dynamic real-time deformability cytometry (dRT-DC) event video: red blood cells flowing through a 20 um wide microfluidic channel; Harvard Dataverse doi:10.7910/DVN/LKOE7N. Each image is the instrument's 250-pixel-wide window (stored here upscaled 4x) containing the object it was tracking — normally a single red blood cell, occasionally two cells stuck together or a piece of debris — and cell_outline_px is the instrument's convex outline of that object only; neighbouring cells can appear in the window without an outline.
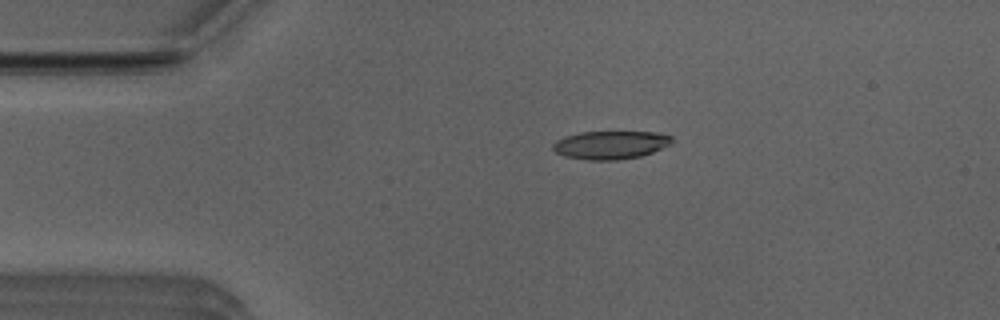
{"species": "Egyptian fruit bat (a non-hibernating species)", "species_latin": "Rousettus aegyptiacus", "temperature_condition": "room temperature", "stored_images_in_passage": 43, "camera_frame_rate_fps": 3000, "um_per_image_px": 0.085, "animal": {"sex": "male"}, "frame": {"image": 1, "passage_image": 2, "time_ms": 0.333, "image_size_px": [1000, 320], "cell_outline_px": [[672, 140], [668, 144], [652, 152], [640, 156], [616, 160], [588, 160], [564, 156], [556, 152], [552, 148], [552, 144], [556, 140], [564, 136], [580, 132], [656, 132], [672, 136]], "centroid_in_image_um": [51.84, 12.31], "position_along_channel_um": 33.2, "area_um2": 19.42}}
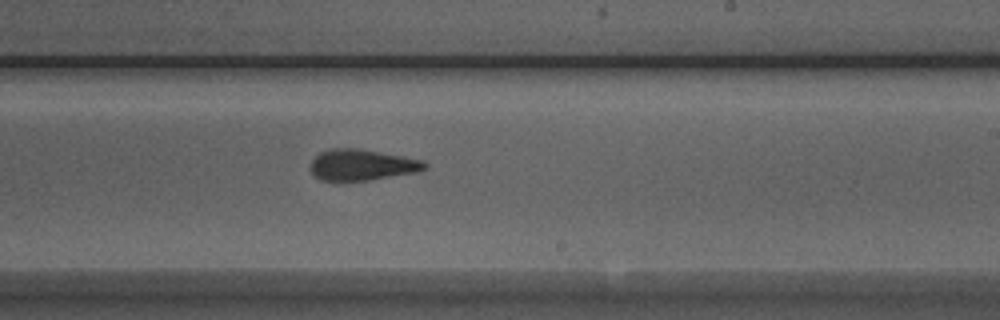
{"frame": {"image": 2, "passage_image": 22, "time_ms": 7.0, "image_size_px": [1000, 320], "cell_outline_px": [[428, 168], [420, 172], [368, 180], [320, 180], [312, 172], [312, 160], [320, 152], [328, 148], [360, 148], [424, 160], [428, 164]], "centroid_in_image_um": [30.83, 14.0], "position_along_channel_um": 258.2, "area_um2": 20.75}}
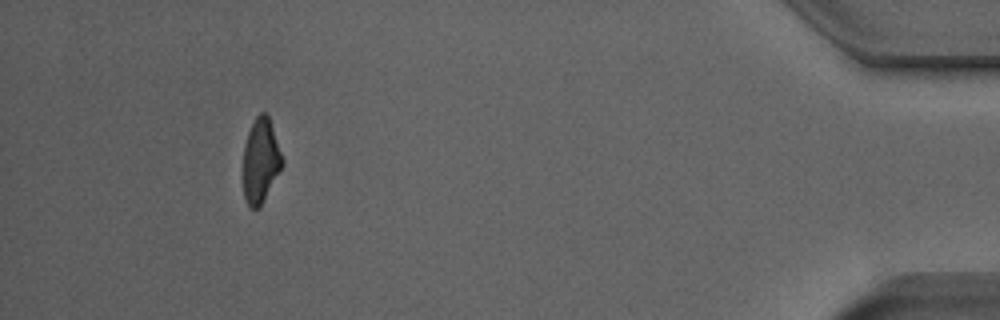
{"frame": {"image": 3, "passage_image": 39, "time_ms": 12.667, "image_size_px": [1000, 320], "cell_outline_px": [[284, 164], [260, 208], [252, 208], [248, 204], [244, 196], [244, 144], [248, 132], [256, 116], [260, 112], [264, 112], [268, 116], [284, 160]], "centroid_in_image_um": [22.17, 13.67], "position_along_channel_um": 413.0, "area_um2": 19.07}, "authors_computed_cell_mechanics": {"area_um2": 20.808, "velocity_mm_per_s": 3.9759, "shape_relaxation_time_tau1_ms": 6.2564, "shape_relaxation_time_tau2_ms": 2.1923, "deformation_change_tau1": 0.22, "deformation_change_tau2": 0.1155}}